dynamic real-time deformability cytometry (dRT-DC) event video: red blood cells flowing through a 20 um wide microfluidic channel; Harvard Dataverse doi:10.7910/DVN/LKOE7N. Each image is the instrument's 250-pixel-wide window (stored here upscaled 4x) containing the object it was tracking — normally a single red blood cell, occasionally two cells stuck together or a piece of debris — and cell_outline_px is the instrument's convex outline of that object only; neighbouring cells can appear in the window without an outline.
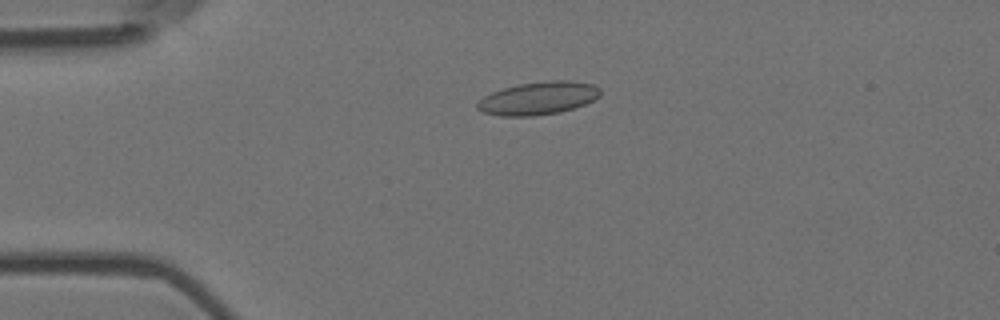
{"species": "Egyptian fruit bat (a non-hibernating species)", "species_latin": "Rousettus aegyptiacus", "temperature_condition": "room temperature", "stored_images_in_passage": 5, "camera_frame_rate_fps": 3000, "um_per_image_px": 0.085, "animal": {"sex": "female"}, "frame": {"image": 1, "passage_image": 4, "time_ms": 1.0, "image_size_px": [1000, 320], "cell_outline_px": [[600, 96], [584, 104], [560, 112], [532, 116], [500, 116], [484, 112], [476, 108], [476, 104], [484, 96], [492, 92], [516, 84], [552, 80], [568, 80], [592, 84], [600, 88]], "centroid_in_image_um": [45.74, 8.34], "position_along_channel_um": 39.3, "area_um2": 23.47}}